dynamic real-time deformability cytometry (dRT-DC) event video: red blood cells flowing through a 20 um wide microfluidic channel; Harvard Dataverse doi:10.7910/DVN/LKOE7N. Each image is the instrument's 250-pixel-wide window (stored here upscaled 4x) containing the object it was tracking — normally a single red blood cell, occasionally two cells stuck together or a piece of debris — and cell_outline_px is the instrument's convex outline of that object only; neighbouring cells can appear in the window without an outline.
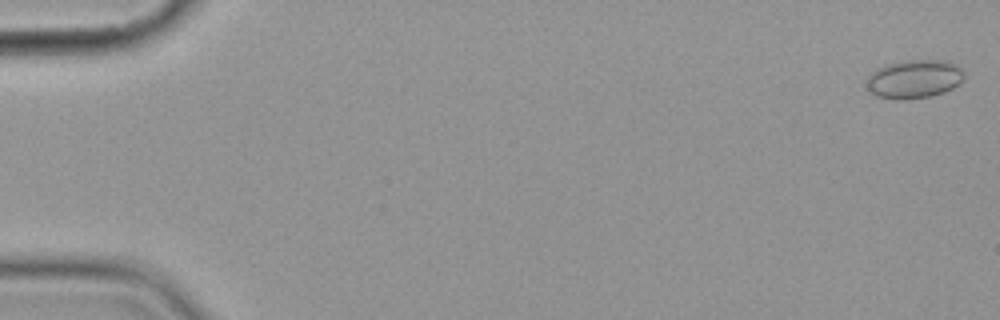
{"species": "common noctule bat (a hibernating species)", "species_latin": "Nyctalus noctula", "temperature_condition": "cold", "stored_images_in_passage": 6, "camera_frame_rate_fps": 3000, "um_per_image_px": 0.085, "animal": {"sex": "female", "body_mass_g": 19.9}, "frame": {"image": 1, "passage_image": 1, "time_ms": 0.0, "image_size_px": [1000, 320], "cell_outline_px": [[964, 80], [960, 84], [944, 92], [928, 96], [904, 100], [896, 100], [876, 96], [868, 88], [868, 76], [876, 68], [884, 64], [908, 60], [948, 60], [956, 64], [964, 72]], "centroid_in_image_um": [77.73, 6.71], "position_along_channel_um": 7.3, "area_um2": 22.08}}
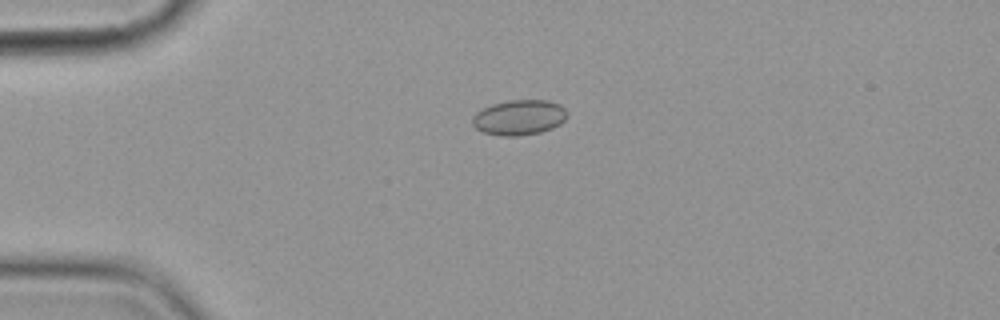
{"frame": {"image": 2, "passage_image": 4, "time_ms": 4.333, "image_size_px": [1000, 320], "cell_outline_px": [[568, 116], [560, 124], [552, 128], [540, 132], [520, 136], [500, 136], [484, 132], [476, 128], [472, 124], [472, 116], [476, 112], [492, 104], [508, 100], [548, 100], [560, 104], [568, 112]], "centroid_in_image_um": [44.14, 9.98], "position_along_channel_um": 40.9, "area_um2": 19.59}}
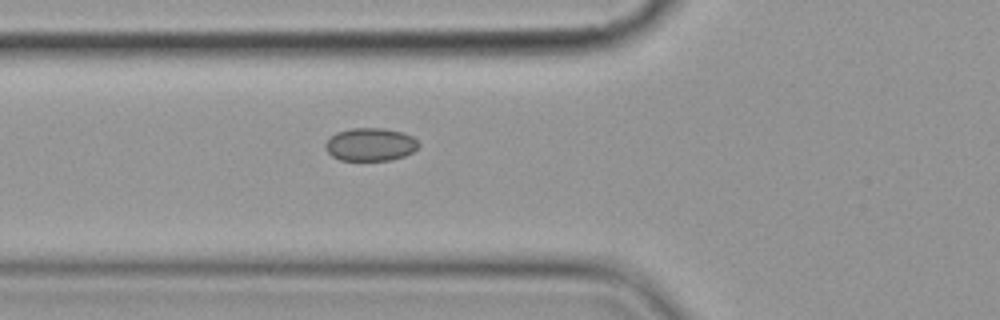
{"frame": {"image": 3, "passage_image": 6, "time_ms": 6.667, "image_size_px": [1000, 320], "cell_outline_px": [[420, 144], [412, 152], [404, 156], [392, 160], [340, 160], [332, 156], [324, 148], [324, 144], [336, 132], [352, 128], [384, 128], [400, 132], [412, 136]], "centroid_in_image_um": [31.46, 12.28], "position_along_channel_um": 94.3, "area_um2": 17.86}}